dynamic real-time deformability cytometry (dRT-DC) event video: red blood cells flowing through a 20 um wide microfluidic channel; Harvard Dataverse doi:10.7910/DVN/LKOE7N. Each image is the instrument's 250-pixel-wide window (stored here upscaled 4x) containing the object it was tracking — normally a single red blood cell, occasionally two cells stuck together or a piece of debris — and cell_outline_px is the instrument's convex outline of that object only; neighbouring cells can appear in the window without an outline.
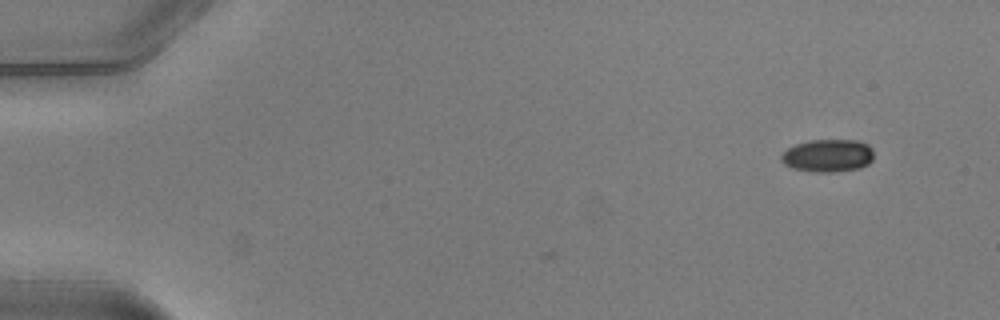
{"species": "common noctule bat (a hibernating species)", "species_latin": "Nyctalus noctula", "temperature_condition": "warm", "stored_images_in_passage": 41, "camera_frame_rate_fps": 3000, "um_per_image_px": 0.085, "animal": {"sex": "male", "body_mass_g": 20.5, "forearm_length_mm": 52.5}, "frame": {"image": 1, "passage_image": 1, "time_ms": 0.0, "image_size_px": [1000, 320], "cell_outline_px": [[872, 160], [868, 164], [860, 168], [832, 172], [816, 172], [792, 168], [784, 164], [780, 160], [780, 156], [788, 148], [796, 144], [808, 140], [856, 140], [868, 144], [872, 148]], "centroid_in_image_um": [70.36, 13.22], "position_along_channel_um": 14.6, "area_um2": 17.69}}
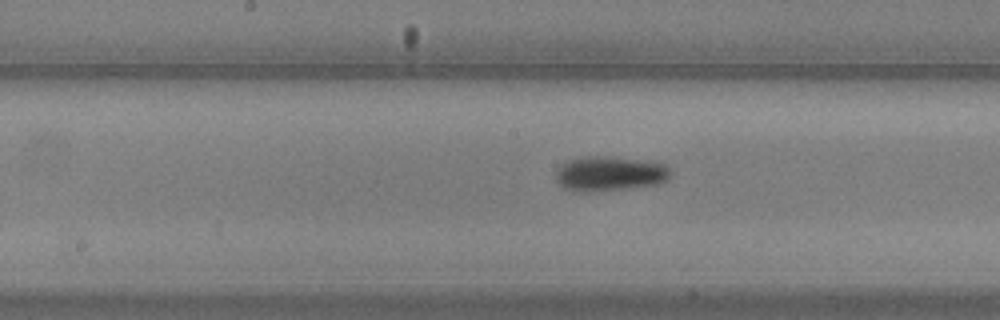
{"frame": {"image": 2, "passage_image": 24, "time_ms": 7.667, "image_size_px": [1000, 320], "cell_outline_px": [[672, 172], [668, 180], [660, 184], [588, 192], [576, 192], [564, 188], [556, 180], [556, 172], [568, 160], [588, 156], [608, 156], [652, 160], [664, 164]], "centroid_in_image_um": [51.88, 14.75], "position_along_channel_um": 196.3, "area_um2": 23.41}}
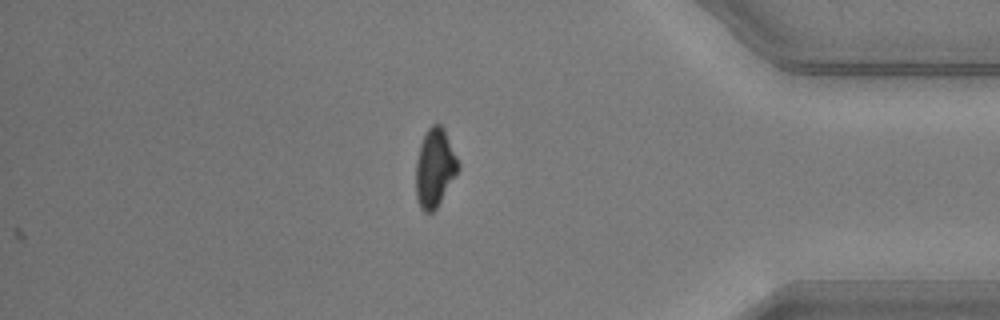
{"frame": {"image": 3, "passage_image": 41, "time_ms": 13.333, "image_size_px": [1000, 320], "cell_outline_px": [[460, 168], [456, 176], [436, 208], [432, 212], [424, 212], [420, 208], [416, 200], [416, 160], [420, 144], [428, 128], [432, 124], [440, 124], [444, 128], [460, 164]], "centroid_in_image_um": [36.96, 14.27], "position_along_channel_um": 398.2, "area_um2": 19.42}, "authors_computed_cell_mechanics": {"area_um2": 20.5768, "velocity_mm_per_s": 4.0379, "shape_relaxation_time_tau1_ms": 2.8524, "shape_relaxation_time_tau2_ms": null, "deformation_change_tau1": 0.1197, "deformation_change_tau2": null}}